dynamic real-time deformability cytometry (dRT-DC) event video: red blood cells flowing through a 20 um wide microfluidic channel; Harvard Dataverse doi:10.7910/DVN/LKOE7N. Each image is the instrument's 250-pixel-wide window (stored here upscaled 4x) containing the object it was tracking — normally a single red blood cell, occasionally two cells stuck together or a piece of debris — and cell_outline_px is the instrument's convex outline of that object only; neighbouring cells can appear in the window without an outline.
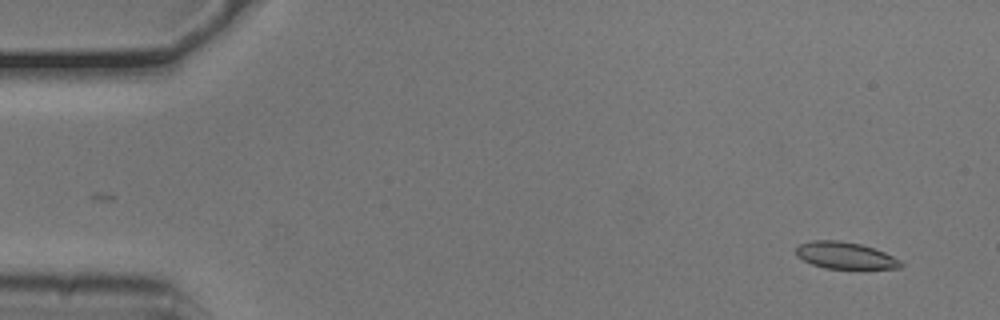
{"species": "common noctule bat (a hibernating species)", "species_latin": "Nyctalus noctula", "temperature_condition": "cold", "stored_images_in_passage": 53, "camera_frame_rate_fps": 3000, "um_per_image_px": 0.085, "animal": {"sex": "male", "body_mass_g": 20.5, "forearm_length_mm": 52.5}, "frame": {"image": 1, "passage_image": 3, "time_ms": 0.667, "image_size_px": [1000, 320], "cell_outline_px": [[904, 264], [900, 268], [824, 268], [812, 264], [796, 256], [796, 248], [800, 244], [812, 240], [840, 240], [860, 244], [884, 252], [900, 260]], "centroid_in_image_um": [71.82, 21.71], "position_along_channel_um": 13.2, "area_um2": 16.18}}
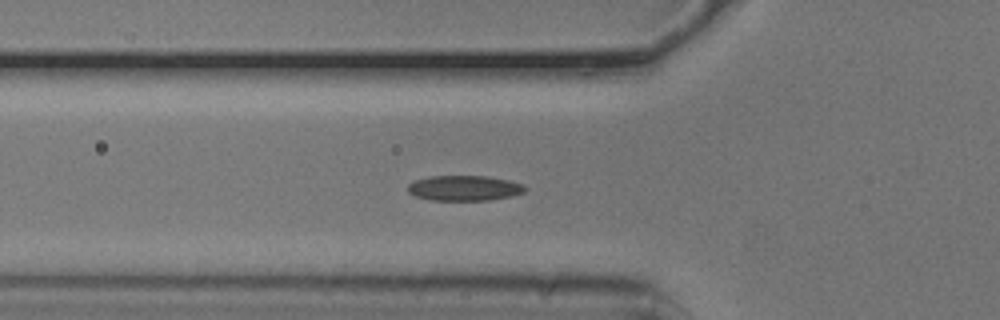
{"frame": {"image": 2, "passage_image": 18, "time_ms": 5.667, "image_size_px": [1000, 320], "cell_outline_px": [[528, 188], [524, 192], [512, 196], [488, 200], [432, 200], [416, 196], [408, 192], [408, 184], [412, 180], [428, 176], [488, 176], [508, 180], [524, 184]], "centroid_in_image_um": [39.47, 15.98], "position_along_channel_um": 86.3, "area_um2": 17.4}}
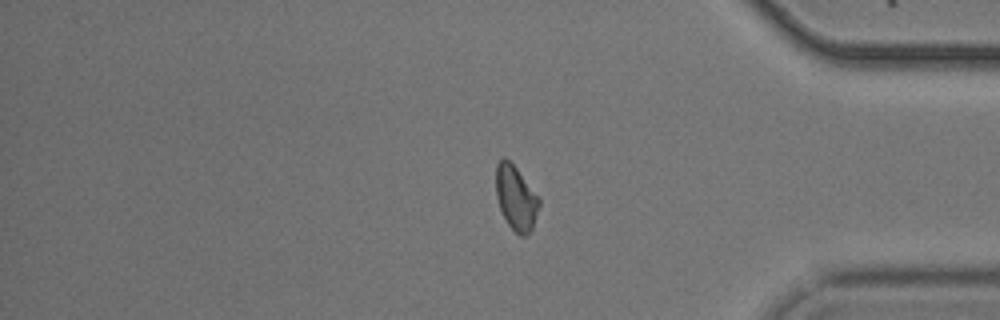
{"frame": {"image": 3, "passage_image": 44, "time_ms": 14.333, "image_size_px": [1000, 320], "cell_outline_px": [[540, 204], [532, 228], [524, 236], [520, 236], [508, 224], [500, 208], [496, 196], [496, 164], [504, 156], [516, 168], [540, 200]], "centroid_in_image_um": [43.83, 16.82], "position_along_channel_um": 391.4, "area_um2": 15.78}, "authors_computed_cell_mechanics": {"area_um2": 16.8198, "velocity_mm_per_s": 3.7644, "shape_relaxation_time_tau1_ms": 3.7211, "shape_relaxation_time_tau2_ms": 7.8154, "deformation_change_tau1": 0.1098, "deformation_change_tau2": 0.1085}}